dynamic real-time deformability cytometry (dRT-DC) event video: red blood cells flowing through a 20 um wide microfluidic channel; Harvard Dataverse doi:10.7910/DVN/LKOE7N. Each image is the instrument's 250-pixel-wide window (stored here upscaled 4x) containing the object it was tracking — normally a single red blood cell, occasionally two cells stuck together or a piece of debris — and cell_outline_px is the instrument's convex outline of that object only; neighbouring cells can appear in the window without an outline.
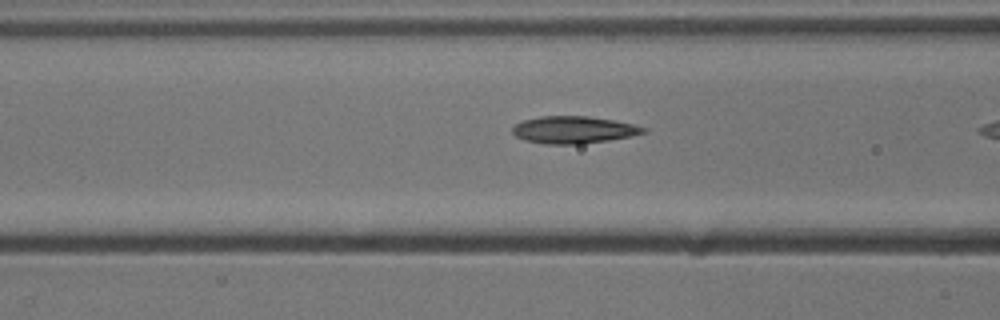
{"species": "common noctule bat (a hibernating species)", "species_latin": "Nyctalus noctula", "temperature_condition": "cold", "stored_images_in_passage": 8, "camera_frame_rate_fps": 3000, "um_per_image_px": 0.085, "animal": {"sex": "male", "body_mass_g": 13.3}, "frame": {"image": 1, "passage_image": 7, "time_ms": 2.0, "image_size_px": [1000, 320], "cell_outline_px": [[648, 132], [632, 136], [608, 140], [580, 144], [544, 144], [524, 140], [516, 136], [512, 132], [512, 128], [516, 124], [524, 120], [540, 116], [588, 116], [612, 120], [632, 124], [648, 128]], "centroid_in_image_um": [48.77, 11.04], "position_along_channel_um": 117.8, "area_um2": 20.75}}